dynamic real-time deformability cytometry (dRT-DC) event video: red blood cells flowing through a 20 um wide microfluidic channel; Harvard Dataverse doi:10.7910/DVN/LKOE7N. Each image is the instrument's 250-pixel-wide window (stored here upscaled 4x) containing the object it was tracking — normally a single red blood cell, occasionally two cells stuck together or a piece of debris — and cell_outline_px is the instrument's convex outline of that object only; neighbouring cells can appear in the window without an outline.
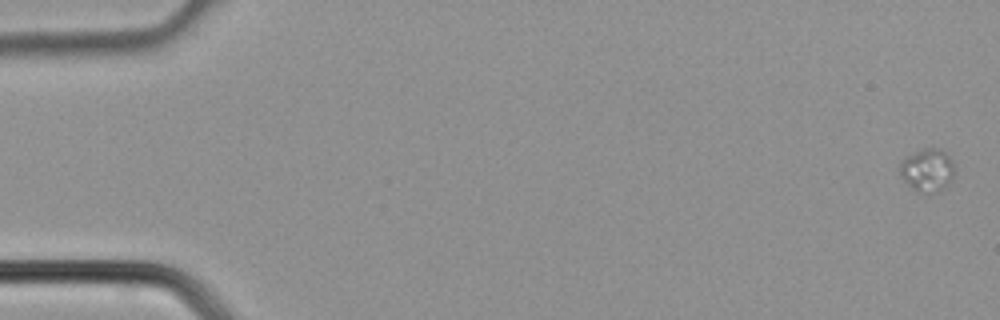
{"species": "common noctule bat (a hibernating species)", "species_latin": "Nyctalus noctula", "temperature_condition": "cold", "stored_images_in_passage": 4, "camera_frame_rate_fps": 3000, "um_per_image_px": 0.085, "animal": {"sex": "male", "body_mass_g": 21.5, "forearm_length_mm": 52.0}, "frame": {"image": 1, "passage_image": 1, "time_ms": 0.0, "image_size_px": [1000, 320], "cell_outline_px": [[956, 164], [952, 180], [940, 192], [916, 192], [900, 176], [900, 164], [908, 156], [924, 148], [936, 148], [944, 152]], "centroid_in_image_um": [78.86, 14.48], "position_along_channel_um": 6.1, "area_um2": 13.64}}